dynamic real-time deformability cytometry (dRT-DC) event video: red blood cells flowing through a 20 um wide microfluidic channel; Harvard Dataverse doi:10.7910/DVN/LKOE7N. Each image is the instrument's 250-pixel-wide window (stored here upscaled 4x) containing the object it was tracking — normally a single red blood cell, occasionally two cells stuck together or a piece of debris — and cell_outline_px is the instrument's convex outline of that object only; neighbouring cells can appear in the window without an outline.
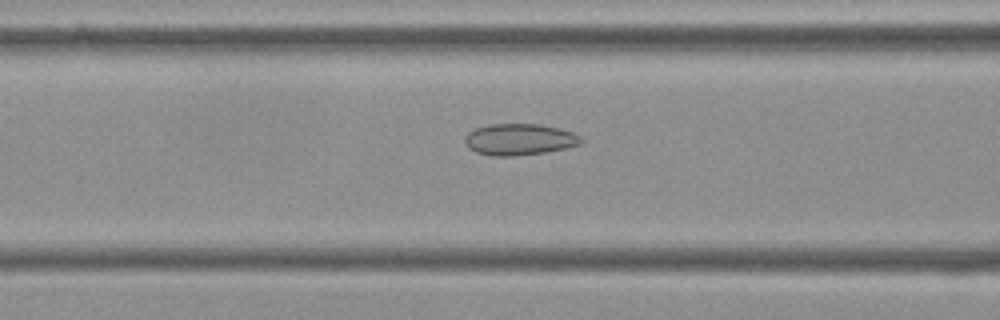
{"species": "Egyptian fruit bat (a non-hibernating species)", "species_latin": "Rousettus aegyptiacus", "temperature_condition": "cold", "stored_images_in_passage": 55, "camera_frame_rate_fps": 3000, "um_per_image_px": 0.085, "frame": {"image": 1, "passage_image": 22, "time_ms": 7.0, "image_size_px": [1000, 320], "cell_outline_px": [[584, 140], [580, 144], [564, 148], [544, 152], [512, 156], [492, 156], [476, 152], [468, 148], [464, 140], [464, 136], [468, 132], [476, 128], [488, 124], [540, 124], [560, 128], [576, 132]], "centroid_in_image_um": [44.15, 11.84], "position_along_channel_um": 122.5, "area_um2": 21.44}}
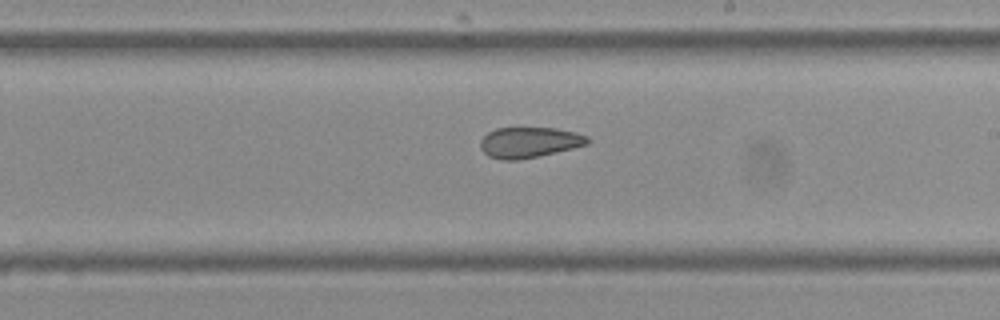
{"frame": {"image": 2, "passage_image": 32, "time_ms": 10.333, "image_size_px": [1000, 320], "cell_outline_px": [[592, 140], [588, 144], [572, 148], [536, 156], [516, 160], [500, 160], [488, 156], [480, 148], [480, 140], [488, 132], [496, 128], [556, 128], [576, 132], [588, 136]], "centroid_in_image_um": [44.98, 12.09], "position_along_channel_um": 244.0, "area_um2": 19.07}}
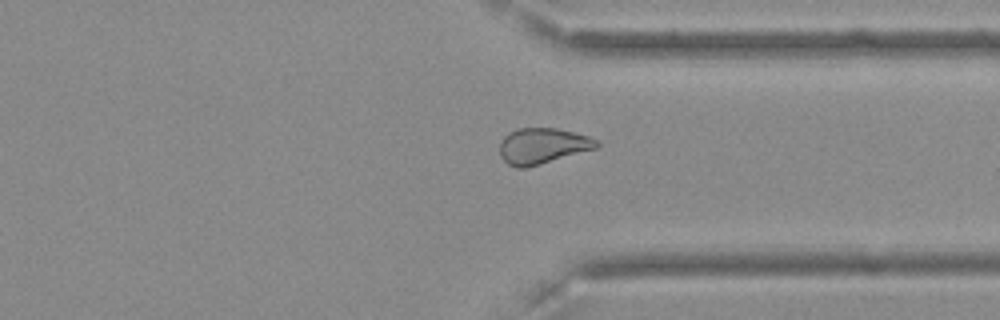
{"frame": {"image": 3, "passage_image": 42, "time_ms": 13.667, "image_size_px": [1000, 320], "cell_outline_px": [[600, 144], [596, 148], [540, 164], [524, 168], [516, 168], [508, 164], [500, 156], [500, 140], [508, 132], [516, 128], [556, 128], [588, 136], [600, 140]], "centroid_in_image_um": [46.09, 12.39], "position_along_channel_um": 365.3, "area_um2": 20.23}, "authors_computed_cell_mechanics": {"area_um2": 22.1952, "velocity_mm_per_s": 3.6435, "shape_relaxation_time_tau1_ms": null, "shape_relaxation_time_tau2_ms": 2.1388, "deformation_change_tau1": null, "deformation_change_tau2": 0.0895}}